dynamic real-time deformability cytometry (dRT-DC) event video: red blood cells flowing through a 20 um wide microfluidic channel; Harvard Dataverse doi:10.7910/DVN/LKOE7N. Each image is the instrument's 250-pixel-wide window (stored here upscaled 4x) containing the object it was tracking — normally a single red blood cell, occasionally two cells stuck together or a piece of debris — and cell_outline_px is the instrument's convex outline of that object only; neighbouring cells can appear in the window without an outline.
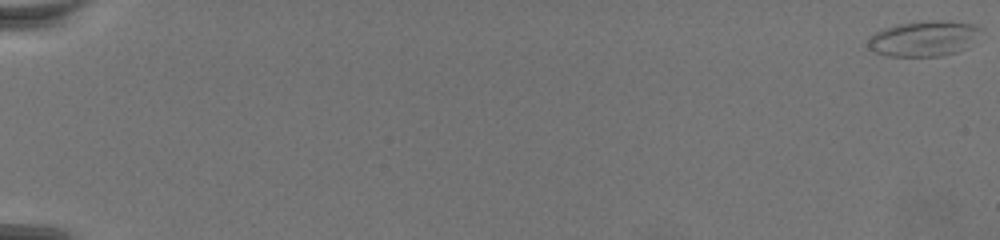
{"species": "common noctule bat (a hibernating species)", "species_latin": "Nyctalus noctula", "temperature_condition": "warm", "stored_images_in_passage": 75, "camera_frame_rate_fps": 3000, "um_per_image_px": 0.085, "animal": {"sex": "female", "body_mass_g": 19.5, "forearm_length_mm": 54.1}, "frame": {"image": 1, "passage_image": 1, "time_ms": 0.0, "image_size_px": [1000, 240], "cell_outline_px": [[980, 28], [956, 52], [936, 56], [892, 56], [876, 52], [868, 48], [868, 40], [876, 32], [900, 24], [972, 24]], "centroid_in_image_um": [78.33, 3.35], "position_along_channel_um": 6.7, "area_um2": 20.75}}
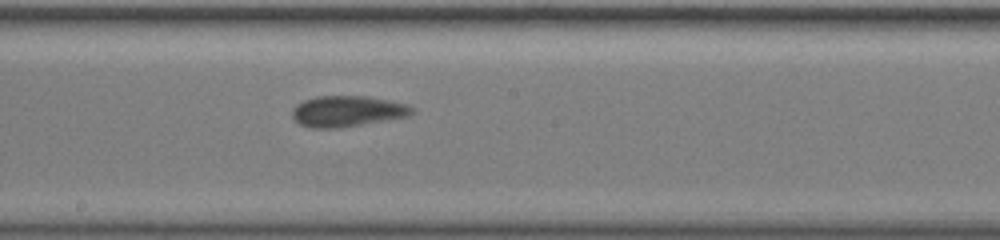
{"frame": {"image": 2, "passage_image": 45, "time_ms": 14.667, "image_size_px": [1000, 240], "cell_outline_px": [[412, 112], [408, 116], [340, 128], [308, 128], [300, 124], [292, 116], [292, 108], [296, 104], [304, 100], [316, 96], [368, 96], [388, 100], [404, 104], [412, 108]], "centroid_in_image_um": [29.45, 9.45], "position_along_channel_um": 218.8, "area_um2": 21.44}}
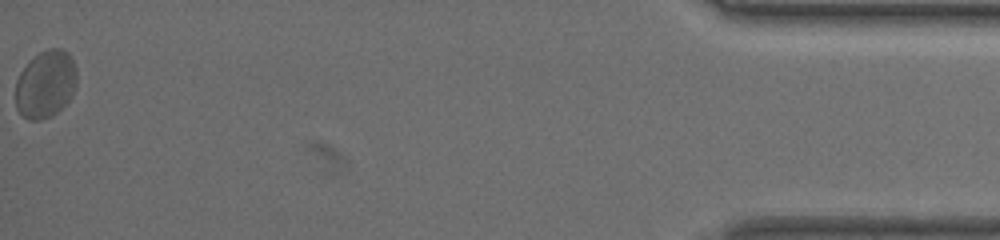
{"frame": {"image": 3, "passage_image": 75, "time_ms": 24.667, "image_size_px": [1000, 240], "cell_outline_px": [[76, 84], [72, 96], [52, 116], [40, 120], [28, 120], [16, 108], [16, 80], [20, 72], [40, 52], [48, 48], [60, 48], [68, 52], [76, 68]], "centroid_in_image_um": [3.88, 7.16], "position_along_channel_um": 431.3, "area_um2": 23.87}}